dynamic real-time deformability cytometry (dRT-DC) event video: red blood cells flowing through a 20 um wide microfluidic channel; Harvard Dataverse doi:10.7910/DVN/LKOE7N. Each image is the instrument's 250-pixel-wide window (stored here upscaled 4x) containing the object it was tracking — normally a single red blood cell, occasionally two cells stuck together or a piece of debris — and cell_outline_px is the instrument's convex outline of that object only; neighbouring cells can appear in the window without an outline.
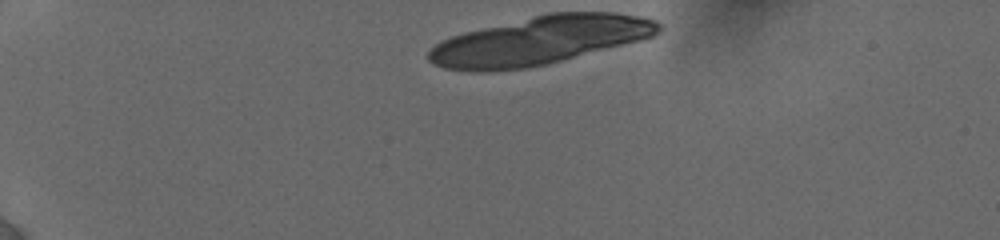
{"species": "human", "species_latin": "Homo sapiens", "temperature_condition": "cold", "stored_images_in_passage": 11, "camera_frame_rate_fps": 3000, "um_per_image_px": 0.085, "donor": {"sex": "female"}, "frame": {"image": 1, "passage_image": 1, "time_ms": 0.0, "image_size_px": [1000, 240], "cell_outline_px": [[660, 32], [652, 36], [640, 40], [548, 64], [524, 68], [488, 72], [472, 72], [444, 68], [432, 64], [428, 60], [428, 52], [436, 44], [452, 36], [464, 32], [548, 12], [616, 12], [644, 16], [656, 20], [660, 24]], "centroid_in_image_um": [45.88, 3.44], "position_along_channel_um": 39.1, "area_um2": 64.85}}